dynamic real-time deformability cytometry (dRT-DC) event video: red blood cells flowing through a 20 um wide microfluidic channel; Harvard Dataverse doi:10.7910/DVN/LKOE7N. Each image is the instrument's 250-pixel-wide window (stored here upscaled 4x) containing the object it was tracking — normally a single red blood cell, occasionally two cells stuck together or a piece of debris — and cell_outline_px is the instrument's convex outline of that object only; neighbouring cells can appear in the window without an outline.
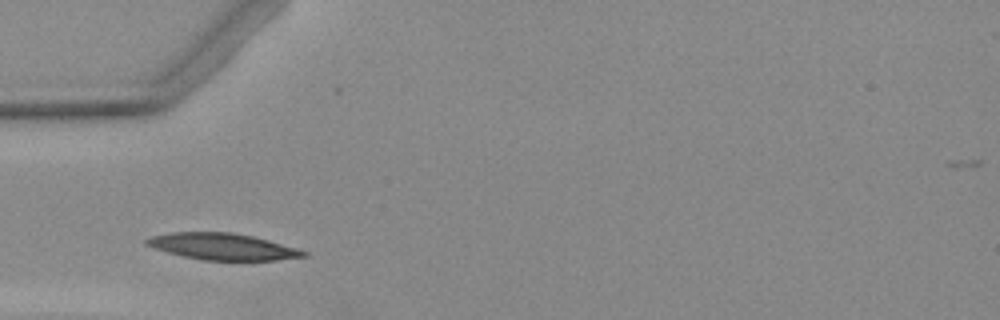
{"species": "Egyptian fruit bat (a non-hibernating species)", "species_latin": "Rousettus aegyptiacus", "temperature_condition": "warm", "stored_images_in_passage": 4, "camera_frame_rate_fps": 3000, "um_per_image_px": 0.085, "animal": {"sex": "female"}, "frame": {"image": 1, "passage_image": 2, "time_ms": 1.333, "image_size_px": [1000, 320], "cell_outline_px": [[308, 256], [276, 260], [204, 260], [184, 256], [152, 248], [144, 244], [144, 240], [152, 236], [172, 232], [232, 232], [252, 236], [268, 240], [296, 248], [308, 252]], "centroid_in_image_um": [18.9, 20.95], "position_along_channel_um": 66.1, "area_um2": 24.16}}
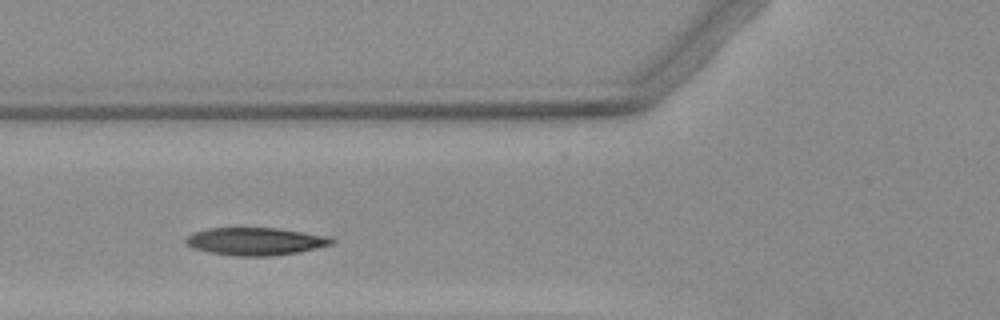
{"frame": {"image": 2, "passage_image": 3, "time_ms": 2.333, "image_size_px": [1000, 320], "cell_outline_px": [[336, 244], [300, 252], [272, 256], [236, 256], [208, 252], [184, 244], [184, 240], [192, 232], [208, 228], [276, 228], [328, 236], [336, 240]], "centroid_in_image_um": [21.74, 20.52], "position_along_channel_um": 104.1, "area_um2": 23.7}}
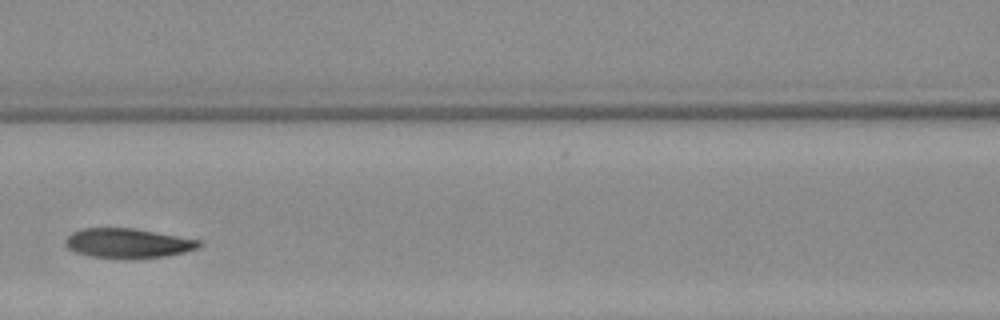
{"frame": {"image": 3, "passage_image": 4, "time_ms": 3.667, "image_size_px": [1000, 320], "cell_outline_px": [[204, 244], [196, 248], [184, 252], [164, 256], [136, 260], [132, 260], [92, 256], [76, 252], [68, 248], [64, 244], [64, 240], [72, 232], [84, 228], [132, 228], [204, 240]], "centroid_in_image_um": [10.9, 20.68], "position_along_channel_um": 155.7, "area_um2": 23.41}}